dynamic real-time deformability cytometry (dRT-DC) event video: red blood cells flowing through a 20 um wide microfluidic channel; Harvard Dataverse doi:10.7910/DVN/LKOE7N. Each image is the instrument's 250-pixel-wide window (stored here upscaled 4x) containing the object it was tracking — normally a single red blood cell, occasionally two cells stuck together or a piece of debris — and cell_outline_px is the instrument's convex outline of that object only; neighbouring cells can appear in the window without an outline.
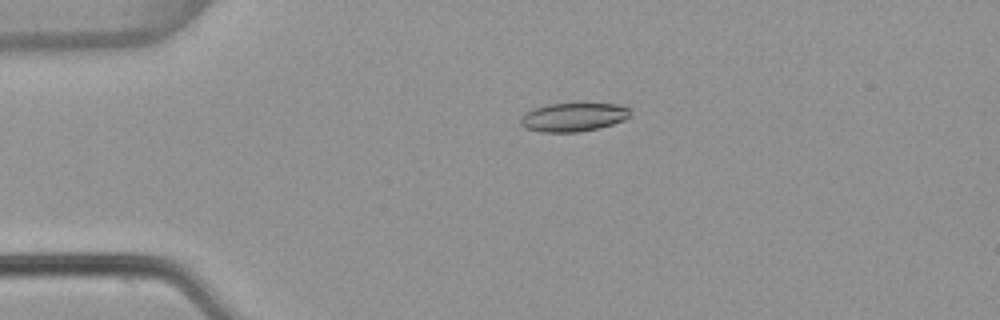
{"species": "common noctule bat (a hibernating species)", "species_latin": "Nyctalus noctula", "temperature_condition": "warm", "stored_images_in_passage": 5, "camera_frame_rate_fps": 3000, "um_per_image_px": 0.085, "animal": {"sex": "female", "body_mass_g": 22.7, "forearm_length_mm": 54.2}, "frame": {"image": 1, "passage_image": 4, "time_ms": 1.0, "image_size_px": [1000, 320], "cell_outline_px": [[632, 108], [628, 116], [624, 120], [600, 128], [580, 132], [544, 132], [524, 128], [520, 124], [520, 120], [528, 112], [536, 108], [548, 104], [616, 104]], "centroid_in_image_um": [48.77, 9.97], "position_along_channel_um": 36.2, "area_um2": 18.09}}